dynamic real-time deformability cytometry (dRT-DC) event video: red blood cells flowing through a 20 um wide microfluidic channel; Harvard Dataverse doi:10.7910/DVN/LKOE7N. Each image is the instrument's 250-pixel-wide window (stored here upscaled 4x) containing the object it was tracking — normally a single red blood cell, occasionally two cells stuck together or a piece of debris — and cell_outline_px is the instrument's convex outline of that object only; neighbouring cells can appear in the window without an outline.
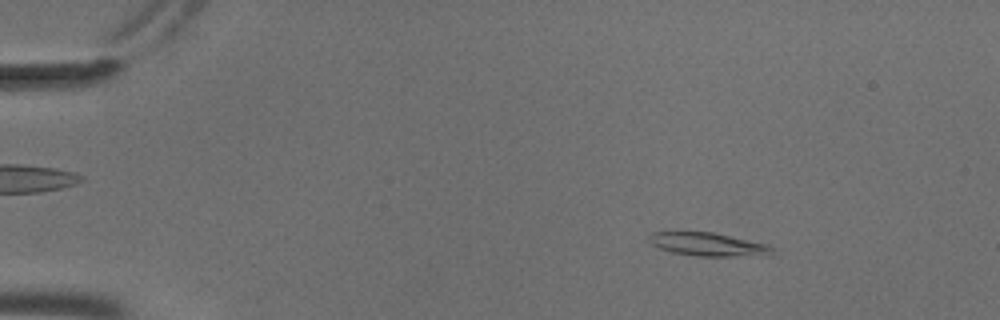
{"species": "common noctule bat (a hibernating species)", "species_latin": "Nyctalus noctula", "temperature_condition": "cold", "stored_images_in_passage": 56, "camera_frame_rate_fps": 3000, "um_per_image_px": 0.085, "animal": {"sex": "male", "body_mass_g": 18.8}, "frame": {"image": 1, "passage_image": 9, "time_ms": 2.667, "image_size_px": [1000, 320], "cell_outline_px": [[776, 248], [772, 252], [732, 256], [696, 256], [672, 252], [660, 248], [652, 244], [648, 240], [648, 236], [652, 232], [712, 232], [768, 244]], "centroid_in_image_um": [60.1, 20.75], "position_along_channel_um": 24.9, "area_um2": 16.3}}
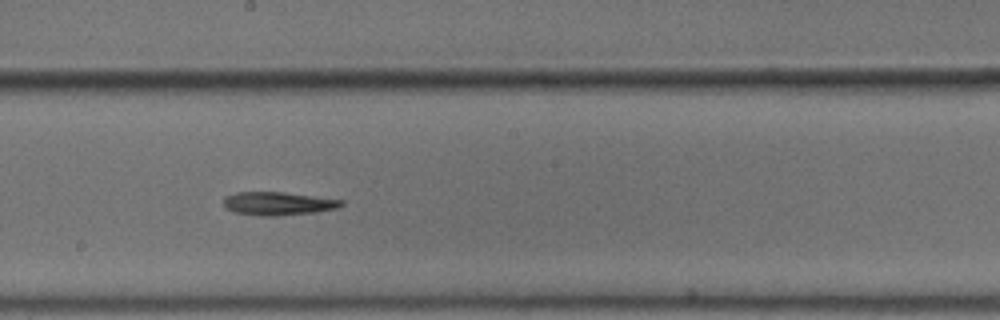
{"frame": {"image": 2, "passage_image": 32, "time_ms": 10.333, "image_size_px": [1000, 320], "cell_outline_px": [[344, 204], [336, 208], [316, 212], [276, 216], [264, 216], [232, 212], [224, 208], [224, 196], [236, 192], [284, 192], [344, 200]], "centroid_in_image_um": [23.6, 17.3], "position_along_channel_um": 224.6, "area_um2": 16.07}}
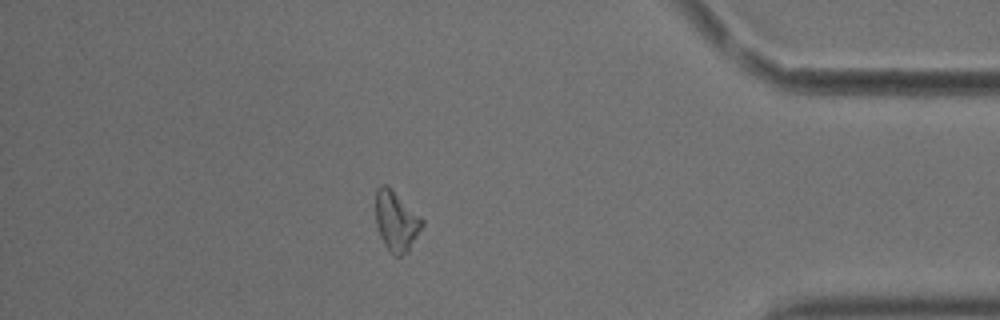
{"frame": {"image": 3, "passage_image": 49, "time_ms": 16.0, "image_size_px": [1000, 320], "cell_outline_px": [[424, 224], [408, 252], [400, 256], [396, 256], [384, 244], [380, 236], [376, 224], [376, 188], [380, 184], [384, 184], [424, 220]], "centroid_in_image_um": [33.67, 18.83], "position_along_channel_um": 401.5, "area_um2": 15.78}}